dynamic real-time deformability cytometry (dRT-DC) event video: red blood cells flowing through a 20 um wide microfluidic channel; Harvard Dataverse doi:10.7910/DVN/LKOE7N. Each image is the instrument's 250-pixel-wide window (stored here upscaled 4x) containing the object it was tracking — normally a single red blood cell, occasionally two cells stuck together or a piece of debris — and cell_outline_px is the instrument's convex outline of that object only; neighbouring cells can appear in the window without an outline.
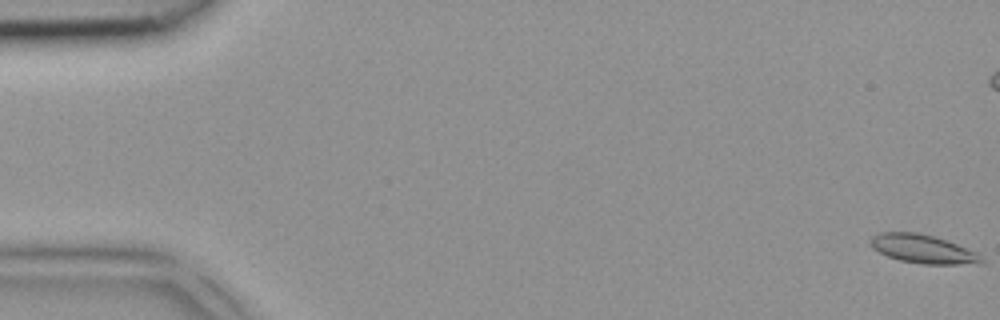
{"species": "common noctule bat (a hibernating species)", "species_latin": "Nyctalus noctula", "temperature_condition": "room temperature", "stored_images_in_passage": 5, "camera_frame_rate_fps": 3000, "um_per_image_px": 0.085, "animal": {"sex": "female", "body_mass_g": 18.4}, "frame": {"image": 1, "passage_image": 5, "time_ms": 1.333, "image_size_px": [1000, 320], "cell_outline_px": [[984, 264], [924, 264], [900, 260], [888, 256], [872, 248], [868, 244], [872, 236], [880, 232], [916, 232], [932, 236], [956, 244], [976, 252], [984, 260]], "centroid_in_image_um": [78.43, 21.17], "position_along_channel_um": 6.6, "area_um2": 18.38}}